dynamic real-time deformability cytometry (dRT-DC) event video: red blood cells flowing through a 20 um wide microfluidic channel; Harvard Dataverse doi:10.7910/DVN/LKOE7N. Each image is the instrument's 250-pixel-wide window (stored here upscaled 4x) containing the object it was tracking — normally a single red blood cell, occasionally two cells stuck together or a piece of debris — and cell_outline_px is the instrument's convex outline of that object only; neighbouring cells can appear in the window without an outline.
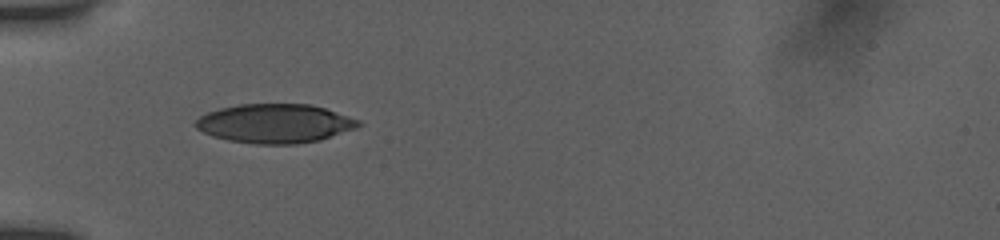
{"species": "human", "species_latin": "Homo sapiens", "temperature_condition": "room temperature", "stored_images_in_passage": 3, "camera_frame_rate_fps": 3000, "um_per_image_px": 0.085, "donor": {"sex": "female"}, "frame": {"image": 1, "passage_image": 1, "time_ms": 0.0, "image_size_px": [1000, 240], "cell_outline_px": [[364, 124], [356, 128], [320, 140], [296, 144], [256, 144], [228, 140], [212, 136], [196, 128], [192, 124], [200, 116], [208, 112], [220, 108], [240, 104], [312, 104], [360, 120]], "centroid_in_image_um": [23.36, 10.5], "position_along_channel_um": 61.6, "area_um2": 37.11}}
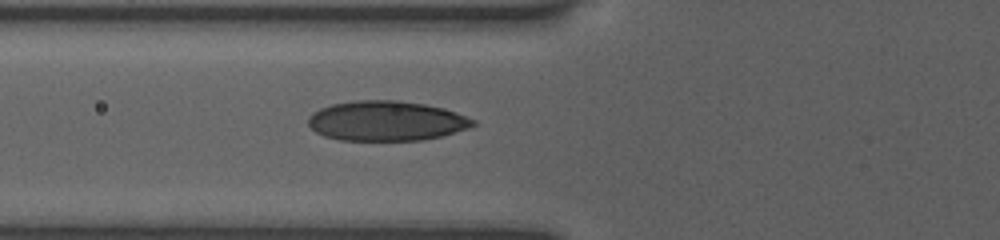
{"frame": {"image": 2, "passage_image": 3, "time_ms": 1.0, "image_size_px": [1000, 240], "cell_outline_px": [[476, 124], [468, 128], [440, 136], [424, 140], [340, 140], [324, 136], [316, 132], [308, 124], [308, 116], [312, 112], [320, 108], [332, 104], [356, 100], [400, 100], [424, 104], [444, 108], [456, 112], [476, 120]], "centroid_in_image_um": [32.83, 10.27], "position_along_channel_um": 93.0, "area_um2": 38.38}}